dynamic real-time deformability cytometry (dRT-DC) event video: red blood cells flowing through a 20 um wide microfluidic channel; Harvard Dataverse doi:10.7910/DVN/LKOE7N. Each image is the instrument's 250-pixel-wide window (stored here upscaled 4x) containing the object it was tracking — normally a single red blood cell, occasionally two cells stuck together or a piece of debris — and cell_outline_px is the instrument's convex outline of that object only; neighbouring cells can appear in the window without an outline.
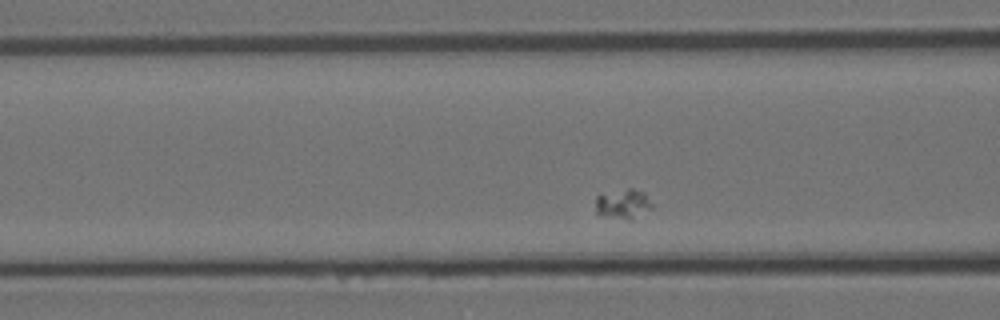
{"species": "Egyptian fruit bat (a non-hibernating species)", "species_latin": "Rousettus aegyptiacus", "temperature_condition": "room temperature", "stored_images_in_passage": 28, "camera_frame_rate_fps": 3000, "um_per_image_px": 0.085, "animal": {"sex": "female"}, "frame": {"image": 1, "passage_image": 4, "time_ms": 1.0, "image_size_px": [1000, 320], "cell_outline_px": [[656, 208], [632, 220], [604, 216], [596, 212], [596, 196], [628, 188], [632, 188], [644, 192], [656, 204]], "centroid_in_image_um": [53.08, 17.35], "position_along_channel_um": 113.5, "area_um2": 10.12}}
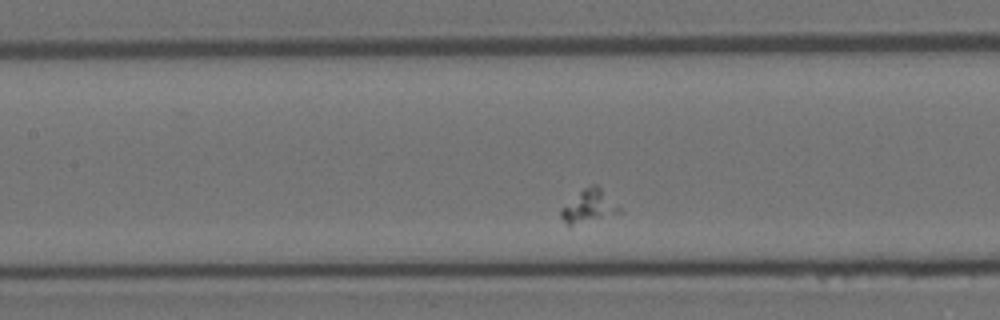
{"frame": {"image": 2, "passage_image": 8, "time_ms": 2.333, "image_size_px": [1000, 320], "cell_outline_px": [[620, 212], [572, 224], [568, 224], [560, 216], [560, 208], [584, 188], [592, 184], [596, 184], [620, 208]], "centroid_in_image_um": [50.01, 17.49], "position_along_channel_um": 157.4, "area_um2": 10.4}}